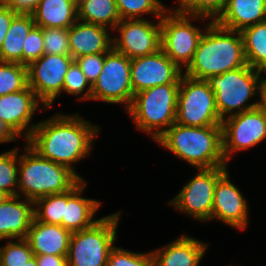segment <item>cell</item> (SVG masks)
Returning <instances> with one entry per match:
<instances>
[{"instance_id": "cell-1", "label": "cell", "mask_w": 266, "mask_h": 266, "mask_svg": "<svg viewBox=\"0 0 266 266\" xmlns=\"http://www.w3.org/2000/svg\"><path fill=\"white\" fill-rule=\"evenodd\" d=\"M79 114H62L37 122L30 137L25 141L40 156L63 165L84 179L74 164L90 157L92 143L100 132Z\"/></svg>"}, {"instance_id": "cell-2", "label": "cell", "mask_w": 266, "mask_h": 266, "mask_svg": "<svg viewBox=\"0 0 266 266\" xmlns=\"http://www.w3.org/2000/svg\"><path fill=\"white\" fill-rule=\"evenodd\" d=\"M247 65L241 32L212 22L201 37L193 60L183 73L190 78L207 80Z\"/></svg>"}, {"instance_id": "cell-3", "label": "cell", "mask_w": 266, "mask_h": 266, "mask_svg": "<svg viewBox=\"0 0 266 266\" xmlns=\"http://www.w3.org/2000/svg\"><path fill=\"white\" fill-rule=\"evenodd\" d=\"M155 143L196 169L228 166L223 155L222 126L171 125Z\"/></svg>"}, {"instance_id": "cell-4", "label": "cell", "mask_w": 266, "mask_h": 266, "mask_svg": "<svg viewBox=\"0 0 266 266\" xmlns=\"http://www.w3.org/2000/svg\"><path fill=\"white\" fill-rule=\"evenodd\" d=\"M81 179L69 168L40 156L28 144L19 153L18 195L35 202L72 189Z\"/></svg>"}, {"instance_id": "cell-5", "label": "cell", "mask_w": 266, "mask_h": 266, "mask_svg": "<svg viewBox=\"0 0 266 266\" xmlns=\"http://www.w3.org/2000/svg\"><path fill=\"white\" fill-rule=\"evenodd\" d=\"M179 86L168 83L135 93L126 110L136 129L150 135L154 142L176 122Z\"/></svg>"}, {"instance_id": "cell-6", "label": "cell", "mask_w": 266, "mask_h": 266, "mask_svg": "<svg viewBox=\"0 0 266 266\" xmlns=\"http://www.w3.org/2000/svg\"><path fill=\"white\" fill-rule=\"evenodd\" d=\"M262 74L263 72L247 64L206 80L215 94L216 107L222 120L259 106V99L248 102L260 95L261 87L266 81V75Z\"/></svg>"}, {"instance_id": "cell-7", "label": "cell", "mask_w": 266, "mask_h": 266, "mask_svg": "<svg viewBox=\"0 0 266 266\" xmlns=\"http://www.w3.org/2000/svg\"><path fill=\"white\" fill-rule=\"evenodd\" d=\"M122 211L99 218L91 227L72 232L67 266H107Z\"/></svg>"}, {"instance_id": "cell-8", "label": "cell", "mask_w": 266, "mask_h": 266, "mask_svg": "<svg viewBox=\"0 0 266 266\" xmlns=\"http://www.w3.org/2000/svg\"><path fill=\"white\" fill-rule=\"evenodd\" d=\"M196 20H202L206 25L202 28L192 24ZM208 20L201 16L168 12L161 16V49L183 71L190 65L201 37L213 22Z\"/></svg>"}, {"instance_id": "cell-9", "label": "cell", "mask_w": 266, "mask_h": 266, "mask_svg": "<svg viewBox=\"0 0 266 266\" xmlns=\"http://www.w3.org/2000/svg\"><path fill=\"white\" fill-rule=\"evenodd\" d=\"M176 123L191 127L221 125L215 94L206 80L181 76Z\"/></svg>"}, {"instance_id": "cell-10", "label": "cell", "mask_w": 266, "mask_h": 266, "mask_svg": "<svg viewBox=\"0 0 266 266\" xmlns=\"http://www.w3.org/2000/svg\"><path fill=\"white\" fill-rule=\"evenodd\" d=\"M197 171L167 204L192 219L206 223L211 220L217 181L229 170L228 166H219Z\"/></svg>"}, {"instance_id": "cell-11", "label": "cell", "mask_w": 266, "mask_h": 266, "mask_svg": "<svg viewBox=\"0 0 266 266\" xmlns=\"http://www.w3.org/2000/svg\"><path fill=\"white\" fill-rule=\"evenodd\" d=\"M131 59L113 48L105 53L103 68L92 84L91 100L108 104H123L127 110L134 92L131 83Z\"/></svg>"}, {"instance_id": "cell-12", "label": "cell", "mask_w": 266, "mask_h": 266, "mask_svg": "<svg viewBox=\"0 0 266 266\" xmlns=\"http://www.w3.org/2000/svg\"><path fill=\"white\" fill-rule=\"evenodd\" d=\"M223 155L228 164L239 151L256 147L266 140V117L259 107L222 120Z\"/></svg>"}, {"instance_id": "cell-13", "label": "cell", "mask_w": 266, "mask_h": 266, "mask_svg": "<svg viewBox=\"0 0 266 266\" xmlns=\"http://www.w3.org/2000/svg\"><path fill=\"white\" fill-rule=\"evenodd\" d=\"M73 61L71 55L43 54L27 66L28 86L47 109L62 94L65 75Z\"/></svg>"}, {"instance_id": "cell-14", "label": "cell", "mask_w": 266, "mask_h": 266, "mask_svg": "<svg viewBox=\"0 0 266 266\" xmlns=\"http://www.w3.org/2000/svg\"><path fill=\"white\" fill-rule=\"evenodd\" d=\"M145 19L121 20L113 32V49L129 59L153 54L161 49V18L155 23Z\"/></svg>"}, {"instance_id": "cell-15", "label": "cell", "mask_w": 266, "mask_h": 266, "mask_svg": "<svg viewBox=\"0 0 266 266\" xmlns=\"http://www.w3.org/2000/svg\"><path fill=\"white\" fill-rule=\"evenodd\" d=\"M131 83L134 94L168 83H180L184 74L162 49L131 59Z\"/></svg>"}, {"instance_id": "cell-16", "label": "cell", "mask_w": 266, "mask_h": 266, "mask_svg": "<svg viewBox=\"0 0 266 266\" xmlns=\"http://www.w3.org/2000/svg\"><path fill=\"white\" fill-rule=\"evenodd\" d=\"M248 208L247 199L232 183L227 171L215 186L211 220L217 219L226 226L243 231L250 221Z\"/></svg>"}, {"instance_id": "cell-17", "label": "cell", "mask_w": 266, "mask_h": 266, "mask_svg": "<svg viewBox=\"0 0 266 266\" xmlns=\"http://www.w3.org/2000/svg\"><path fill=\"white\" fill-rule=\"evenodd\" d=\"M39 108L40 110H48L29 86L23 90L0 96V118L19 137L23 135L24 141L30 137L37 125V123H30L33 121V114Z\"/></svg>"}, {"instance_id": "cell-18", "label": "cell", "mask_w": 266, "mask_h": 266, "mask_svg": "<svg viewBox=\"0 0 266 266\" xmlns=\"http://www.w3.org/2000/svg\"><path fill=\"white\" fill-rule=\"evenodd\" d=\"M110 29L77 20L68 28L70 55L75 60L85 55L107 53L113 48Z\"/></svg>"}, {"instance_id": "cell-19", "label": "cell", "mask_w": 266, "mask_h": 266, "mask_svg": "<svg viewBox=\"0 0 266 266\" xmlns=\"http://www.w3.org/2000/svg\"><path fill=\"white\" fill-rule=\"evenodd\" d=\"M24 197L8 196L0 204V241L26 239L34 218V202Z\"/></svg>"}, {"instance_id": "cell-20", "label": "cell", "mask_w": 266, "mask_h": 266, "mask_svg": "<svg viewBox=\"0 0 266 266\" xmlns=\"http://www.w3.org/2000/svg\"><path fill=\"white\" fill-rule=\"evenodd\" d=\"M176 238L151 251L154 266H199L209 244L185 234Z\"/></svg>"}, {"instance_id": "cell-21", "label": "cell", "mask_w": 266, "mask_h": 266, "mask_svg": "<svg viewBox=\"0 0 266 266\" xmlns=\"http://www.w3.org/2000/svg\"><path fill=\"white\" fill-rule=\"evenodd\" d=\"M72 232L61 225L46 224L35 217L26 235V241L36 255L67 256Z\"/></svg>"}, {"instance_id": "cell-22", "label": "cell", "mask_w": 266, "mask_h": 266, "mask_svg": "<svg viewBox=\"0 0 266 266\" xmlns=\"http://www.w3.org/2000/svg\"><path fill=\"white\" fill-rule=\"evenodd\" d=\"M86 179H81L72 189L67 191V204L65 205L62 227L71 232L91 227L99 219H94L101 207V201L82 196L87 187Z\"/></svg>"}, {"instance_id": "cell-23", "label": "cell", "mask_w": 266, "mask_h": 266, "mask_svg": "<svg viewBox=\"0 0 266 266\" xmlns=\"http://www.w3.org/2000/svg\"><path fill=\"white\" fill-rule=\"evenodd\" d=\"M266 21V0H228L223 13L215 21L221 27L242 31Z\"/></svg>"}, {"instance_id": "cell-24", "label": "cell", "mask_w": 266, "mask_h": 266, "mask_svg": "<svg viewBox=\"0 0 266 266\" xmlns=\"http://www.w3.org/2000/svg\"><path fill=\"white\" fill-rule=\"evenodd\" d=\"M35 26L68 29L78 20L74 0H40L32 12Z\"/></svg>"}, {"instance_id": "cell-25", "label": "cell", "mask_w": 266, "mask_h": 266, "mask_svg": "<svg viewBox=\"0 0 266 266\" xmlns=\"http://www.w3.org/2000/svg\"><path fill=\"white\" fill-rule=\"evenodd\" d=\"M34 26L32 13H17L14 16L0 49L1 62L22 64L23 43Z\"/></svg>"}, {"instance_id": "cell-26", "label": "cell", "mask_w": 266, "mask_h": 266, "mask_svg": "<svg viewBox=\"0 0 266 266\" xmlns=\"http://www.w3.org/2000/svg\"><path fill=\"white\" fill-rule=\"evenodd\" d=\"M78 20L113 31L121 21L115 0H83L77 5Z\"/></svg>"}, {"instance_id": "cell-27", "label": "cell", "mask_w": 266, "mask_h": 266, "mask_svg": "<svg viewBox=\"0 0 266 266\" xmlns=\"http://www.w3.org/2000/svg\"><path fill=\"white\" fill-rule=\"evenodd\" d=\"M240 32L247 64L266 75V21Z\"/></svg>"}, {"instance_id": "cell-28", "label": "cell", "mask_w": 266, "mask_h": 266, "mask_svg": "<svg viewBox=\"0 0 266 266\" xmlns=\"http://www.w3.org/2000/svg\"><path fill=\"white\" fill-rule=\"evenodd\" d=\"M67 192L41 197L34 202V217L46 224L62 226Z\"/></svg>"}, {"instance_id": "cell-29", "label": "cell", "mask_w": 266, "mask_h": 266, "mask_svg": "<svg viewBox=\"0 0 266 266\" xmlns=\"http://www.w3.org/2000/svg\"><path fill=\"white\" fill-rule=\"evenodd\" d=\"M121 20L144 19V15H151L156 19L165 13L164 4L160 0H115Z\"/></svg>"}, {"instance_id": "cell-30", "label": "cell", "mask_w": 266, "mask_h": 266, "mask_svg": "<svg viewBox=\"0 0 266 266\" xmlns=\"http://www.w3.org/2000/svg\"><path fill=\"white\" fill-rule=\"evenodd\" d=\"M19 150L15 147L0 154V190L9 196L18 195Z\"/></svg>"}, {"instance_id": "cell-31", "label": "cell", "mask_w": 266, "mask_h": 266, "mask_svg": "<svg viewBox=\"0 0 266 266\" xmlns=\"http://www.w3.org/2000/svg\"><path fill=\"white\" fill-rule=\"evenodd\" d=\"M27 86L26 65L0 61V96L23 90Z\"/></svg>"}, {"instance_id": "cell-32", "label": "cell", "mask_w": 266, "mask_h": 266, "mask_svg": "<svg viewBox=\"0 0 266 266\" xmlns=\"http://www.w3.org/2000/svg\"><path fill=\"white\" fill-rule=\"evenodd\" d=\"M33 257V251L25 239H10L0 246V266H24Z\"/></svg>"}, {"instance_id": "cell-33", "label": "cell", "mask_w": 266, "mask_h": 266, "mask_svg": "<svg viewBox=\"0 0 266 266\" xmlns=\"http://www.w3.org/2000/svg\"><path fill=\"white\" fill-rule=\"evenodd\" d=\"M91 88L92 85L85 77L79 65L73 61L65 75L62 93L79 96L78 100L89 101L91 100Z\"/></svg>"}, {"instance_id": "cell-34", "label": "cell", "mask_w": 266, "mask_h": 266, "mask_svg": "<svg viewBox=\"0 0 266 266\" xmlns=\"http://www.w3.org/2000/svg\"><path fill=\"white\" fill-rule=\"evenodd\" d=\"M107 266H154V259L151 251L133 252L116 245L109 254Z\"/></svg>"}, {"instance_id": "cell-35", "label": "cell", "mask_w": 266, "mask_h": 266, "mask_svg": "<svg viewBox=\"0 0 266 266\" xmlns=\"http://www.w3.org/2000/svg\"><path fill=\"white\" fill-rule=\"evenodd\" d=\"M44 54L70 55L68 29L42 28Z\"/></svg>"}, {"instance_id": "cell-36", "label": "cell", "mask_w": 266, "mask_h": 266, "mask_svg": "<svg viewBox=\"0 0 266 266\" xmlns=\"http://www.w3.org/2000/svg\"><path fill=\"white\" fill-rule=\"evenodd\" d=\"M43 30L34 26L23 43L22 64L28 66L44 54Z\"/></svg>"}, {"instance_id": "cell-37", "label": "cell", "mask_w": 266, "mask_h": 266, "mask_svg": "<svg viewBox=\"0 0 266 266\" xmlns=\"http://www.w3.org/2000/svg\"><path fill=\"white\" fill-rule=\"evenodd\" d=\"M104 58L105 53H98L78 57L74 61L79 65L85 77L92 85L102 71Z\"/></svg>"}, {"instance_id": "cell-38", "label": "cell", "mask_w": 266, "mask_h": 266, "mask_svg": "<svg viewBox=\"0 0 266 266\" xmlns=\"http://www.w3.org/2000/svg\"><path fill=\"white\" fill-rule=\"evenodd\" d=\"M228 0H198V16L216 21L225 10Z\"/></svg>"}, {"instance_id": "cell-39", "label": "cell", "mask_w": 266, "mask_h": 266, "mask_svg": "<svg viewBox=\"0 0 266 266\" xmlns=\"http://www.w3.org/2000/svg\"><path fill=\"white\" fill-rule=\"evenodd\" d=\"M179 6L171 9L167 8L164 4L165 12L173 14H188L198 16V0H177Z\"/></svg>"}, {"instance_id": "cell-40", "label": "cell", "mask_w": 266, "mask_h": 266, "mask_svg": "<svg viewBox=\"0 0 266 266\" xmlns=\"http://www.w3.org/2000/svg\"><path fill=\"white\" fill-rule=\"evenodd\" d=\"M16 14L17 12L6 5L0 7V49Z\"/></svg>"}, {"instance_id": "cell-41", "label": "cell", "mask_w": 266, "mask_h": 266, "mask_svg": "<svg viewBox=\"0 0 266 266\" xmlns=\"http://www.w3.org/2000/svg\"><path fill=\"white\" fill-rule=\"evenodd\" d=\"M40 0H4L6 6L17 13H32Z\"/></svg>"}, {"instance_id": "cell-42", "label": "cell", "mask_w": 266, "mask_h": 266, "mask_svg": "<svg viewBox=\"0 0 266 266\" xmlns=\"http://www.w3.org/2000/svg\"><path fill=\"white\" fill-rule=\"evenodd\" d=\"M38 266H67V256L36 255Z\"/></svg>"}, {"instance_id": "cell-43", "label": "cell", "mask_w": 266, "mask_h": 266, "mask_svg": "<svg viewBox=\"0 0 266 266\" xmlns=\"http://www.w3.org/2000/svg\"><path fill=\"white\" fill-rule=\"evenodd\" d=\"M19 136L0 118V144L18 141Z\"/></svg>"}, {"instance_id": "cell-44", "label": "cell", "mask_w": 266, "mask_h": 266, "mask_svg": "<svg viewBox=\"0 0 266 266\" xmlns=\"http://www.w3.org/2000/svg\"><path fill=\"white\" fill-rule=\"evenodd\" d=\"M258 107L262 110L264 116L266 117V81L264 82L260 90Z\"/></svg>"}, {"instance_id": "cell-45", "label": "cell", "mask_w": 266, "mask_h": 266, "mask_svg": "<svg viewBox=\"0 0 266 266\" xmlns=\"http://www.w3.org/2000/svg\"><path fill=\"white\" fill-rule=\"evenodd\" d=\"M24 266H38L36 261V256H34L28 262H26Z\"/></svg>"}, {"instance_id": "cell-46", "label": "cell", "mask_w": 266, "mask_h": 266, "mask_svg": "<svg viewBox=\"0 0 266 266\" xmlns=\"http://www.w3.org/2000/svg\"><path fill=\"white\" fill-rule=\"evenodd\" d=\"M9 195L6 194L4 191L0 190V204L8 197Z\"/></svg>"}, {"instance_id": "cell-47", "label": "cell", "mask_w": 266, "mask_h": 266, "mask_svg": "<svg viewBox=\"0 0 266 266\" xmlns=\"http://www.w3.org/2000/svg\"><path fill=\"white\" fill-rule=\"evenodd\" d=\"M83 0H74V2L78 5L79 3H81Z\"/></svg>"}, {"instance_id": "cell-48", "label": "cell", "mask_w": 266, "mask_h": 266, "mask_svg": "<svg viewBox=\"0 0 266 266\" xmlns=\"http://www.w3.org/2000/svg\"><path fill=\"white\" fill-rule=\"evenodd\" d=\"M4 5H5L4 0H0V7Z\"/></svg>"}]
</instances>
